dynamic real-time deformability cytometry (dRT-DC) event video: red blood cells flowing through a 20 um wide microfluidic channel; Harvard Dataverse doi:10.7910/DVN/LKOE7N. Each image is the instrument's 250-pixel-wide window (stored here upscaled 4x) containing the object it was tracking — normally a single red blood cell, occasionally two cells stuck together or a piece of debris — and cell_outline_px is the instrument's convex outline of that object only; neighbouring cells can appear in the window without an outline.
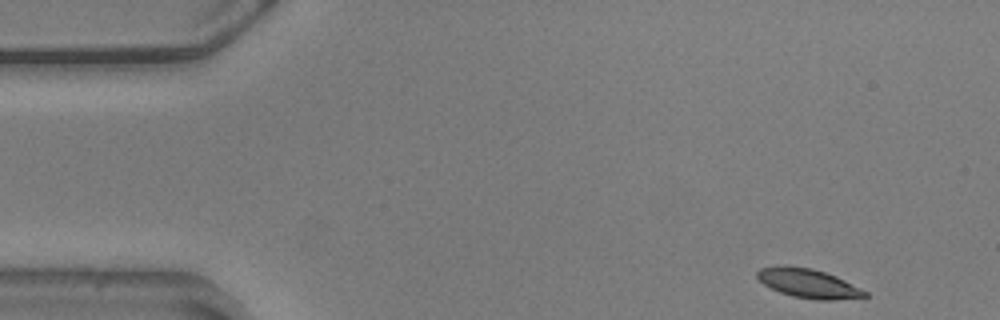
{"species": "common noctule bat (a hibernating species)", "species_latin": "Nyctalus noctula", "temperature_condition": "warm", "stored_images_in_passage": 53, "camera_frame_rate_fps": 3000, "um_per_image_px": 0.085, "animal": {"sex": "male", "body_mass_g": 20.5, "forearm_length_mm": 52.5}, "frame": {"image": 1, "passage_image": 1, "time_ms": 0.0, "image_size_px": [1000, 320], "cell_outline_px": [[868, 296], [832, 300], [816, 300], [792, 296], [780, 292], [764, 284], [756, 276], [756, 272], [760, 268], [784, 264], [812, 268], [836, 276], [868, 292]], "centroid_in_image_um": [68.68, 24.07], "position_along_channel_um": 16.3, "area_um2": 18.26}}
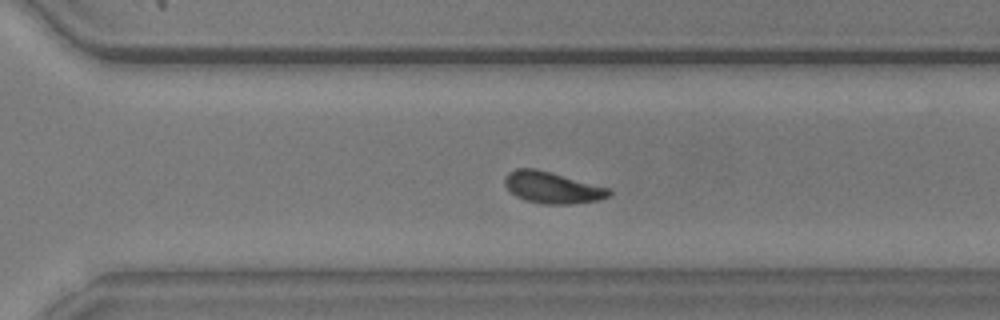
{"frame": {"image": 2, "passage_image": 35, "time_ms": 11.333, "image_size_px": [1000, 320], "cell_outline_px": [[612, 192], [608, 196], [596, 200], [572, 204], [544, 204], [524, 200], [516, 196], [504, 184], [504, 176], [508, 172], [516, 168], [536, 168], [552, 172], [608, 188]], "centroid_in_image_um": [46.89, 15.93], "position_along_channel_um": 323.7, "area_um2": 19.07}}
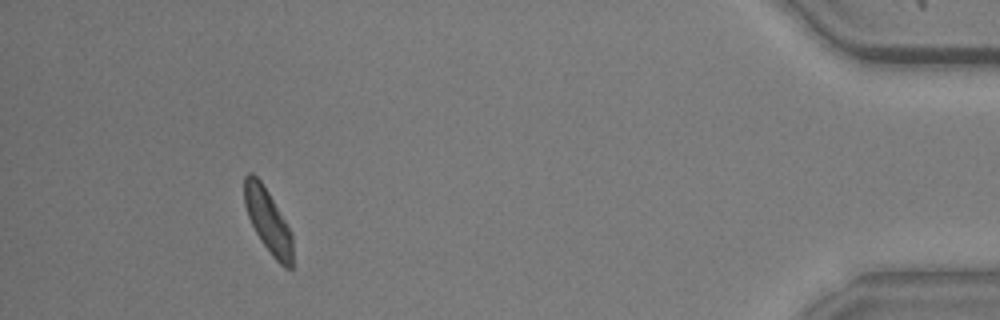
{"frame": {"image": 3, "passage_image": 48, "time_ms": 15.667, "image_size_px": [1000, 320], "cell_outline_px": [[292, 268], [284, 268], [272, 256], [260, 240], [248, 216], [244, 204], [244, 176], [248, 172], [252, 172], [260, 180], [268, 192], [292, 232]], "centroid_in_image_um": [22.77, 18.77], "position_along_channel_um": 412.4, "area_um2": 17.86}, "authors_computed_cell_mechanics": {"area_um2": 18.9006, "velocity_mm_per_s": 3.5638, "shape_relaxation_time_tau1_ms": 2.7023, "shape_relaxation_time_tau2_ms": 5.9827, "deformation_change_tau1": 0.1388, "deformation_change_tau2": 0.0873}}